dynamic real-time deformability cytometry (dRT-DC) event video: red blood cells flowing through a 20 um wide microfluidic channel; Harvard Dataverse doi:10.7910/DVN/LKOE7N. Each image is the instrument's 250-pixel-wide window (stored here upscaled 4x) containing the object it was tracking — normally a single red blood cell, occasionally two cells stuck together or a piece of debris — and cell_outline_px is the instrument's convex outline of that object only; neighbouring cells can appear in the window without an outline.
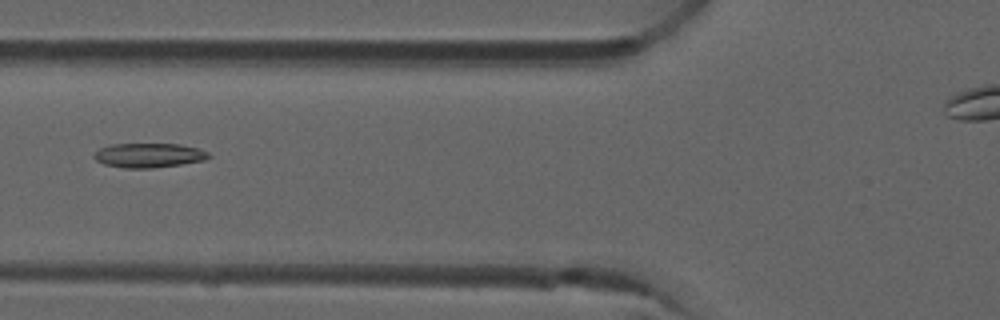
{"species": "common noctule bat (a hibernating species)", "species_latin": "Nyctalus noctula", "temperature_condition": "room temperature", "stored_images_in_passage": 7, "camera_frame_rate_fps": 3000, "um_per_image_px": 0.085, "animal": {"sex": "male", "forearm_length_mm": 52.5}, "frame": {"image": 1, "passage_image": 6, "time_ms": 1.667, "image_size_px": [1000, 320], "cell_outline_px": [[212, 156], [204, 160], [180, 164], [152, 168], [124, 168], [104, 164], [96, 160], [92, 156], [100, 148], [112, 144], [180, 144], [196, 148], [208, 152]], "centroid_in_image_um": [12.64, 13.2], "position_along_channel_um": 113.2, "area_um2": 16.18}}
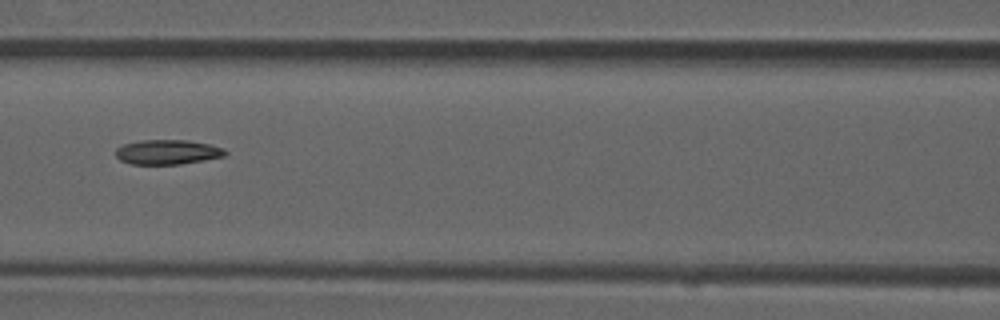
{"frame": {"image": 2, "passage_image": 7, "time_ms": 2.0, "image_size_px": [1000, 320], "cell_outline_px": [[228, 152], [224, 156], [204, 160], [180, 164], [132, 164], [120, 160], [116, 156], [116, 148], [124, 144], [144, 140], [188, 140], [208, 144], [224, 148]], "centroid_in_image_um": [14.25, 12.92], "position_along_channel_um": 152.4, "area_um2": 15.66}}